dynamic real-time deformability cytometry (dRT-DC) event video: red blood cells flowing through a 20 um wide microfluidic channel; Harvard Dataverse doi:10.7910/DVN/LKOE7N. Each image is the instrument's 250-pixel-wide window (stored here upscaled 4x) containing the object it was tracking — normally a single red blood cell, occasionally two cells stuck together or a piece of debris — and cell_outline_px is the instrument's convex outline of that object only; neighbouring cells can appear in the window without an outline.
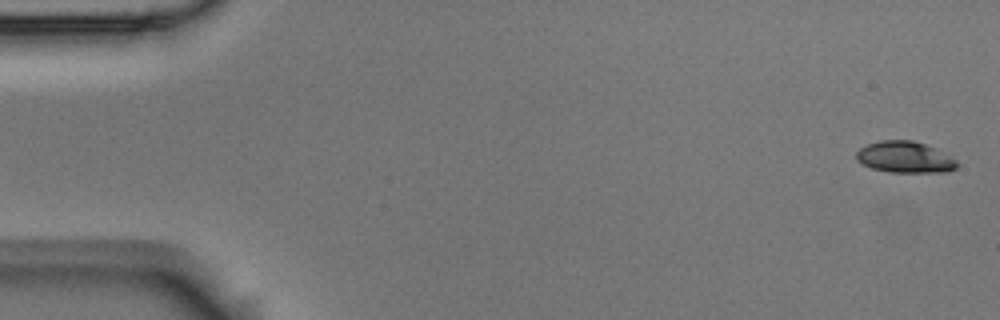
{"species": "Egyptian fruit bat (a non-hibernating species)", "species_latin": "Rousettus aegyptiacus", "temperature_condition": "room temperature", "stored_images_in_passage": 5, "camera_frame_rate_fps": 3000, "um_per_image_px": 0.085, "animal": {"sex": "male"}, "frame": {"image": 1, "passage_image": 1, "time_ms": 0.0, "image_size_px": [1000, 320], "cell_outline_px": [[960, 164], [956, 168], [944, 172], [888, 172], [872, 168], [856, 160], [856, 152], [860, 148], [868, 144], [880, 140], [912, 140], [924, 144], [952, 156]], "centroid_in_image_um": [76.92, 13.36], "position_along_channel_um": 8.1, "area_um2": 18.38}}
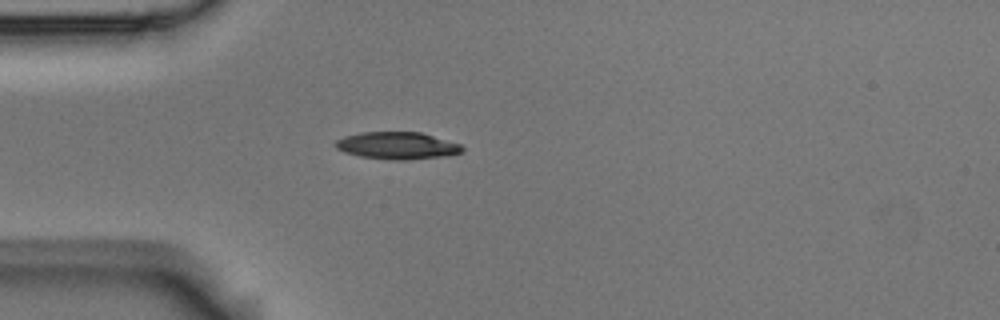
{"frame": {"image": 2, "passage_image": 5, "time_ms": 1.333, "image_size_px": [1000, 320], "cell_outline_px": [[464, 152], [448, 156], [408, 160], [396, 160], [360, 156], [344, 152], [336, 148], [332, 144], [336, 140], [344, 136], [360, 132], [420, 132], [460, 144], [464, 148]], "centroid_in_image_um": [33.76, 12.38], "position_along_channel_um": 51.2, "area_um2": 20.23}}